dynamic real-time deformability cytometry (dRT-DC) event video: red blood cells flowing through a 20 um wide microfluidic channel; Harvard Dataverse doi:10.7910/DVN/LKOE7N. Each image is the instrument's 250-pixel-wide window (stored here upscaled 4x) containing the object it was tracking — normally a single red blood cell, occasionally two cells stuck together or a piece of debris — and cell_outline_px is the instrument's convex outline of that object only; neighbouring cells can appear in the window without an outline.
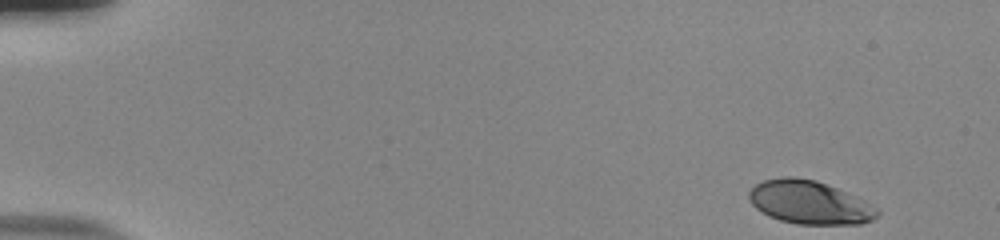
{"species": "human", "species_latin": "Homo sapiens", "temperature_condition": "room temperature", "stored_images_in_passage": 51, "camera_frame_rate_fps": 3000, "um_per_image_px": 0.085, "donor": {"sex": "male"}, "frame": {"image": 1, "passage_image": 1, "time_ms": 0.0, "image_size_px": [1000, 240], "cell_outline_px": [[880, 212], [872, 220], [860, 224], [796, 224], [780, 220], [768, 216], [756, 208], [748, 200], [748, 192], [756, 184], [764, 180], [784, 176], [792, 176], [816, 180], [856, 196], [880, 208]], "centroid_in_image_um": [68.81, 17.2], "position_along_channel_um": 16.2, "area_um2": 32.54}}
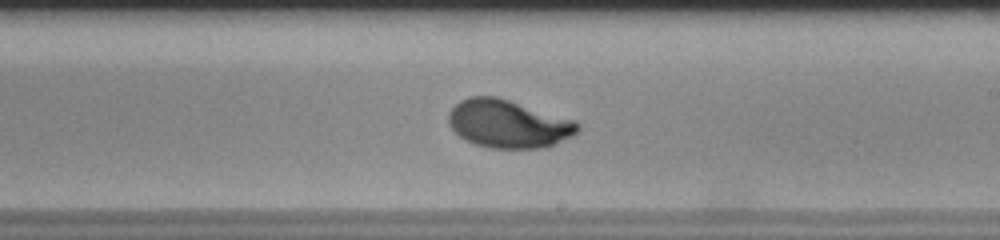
{"frame": {"image": 2, "passage_image": 30, "time_ms": 9.667, "image_size_px": [1000, 240], "cell_outline_px": [[580, 128], [572, 136], [556, 144], [544, 148], [488, 148], [464, 140], [448, 124], [448, 112], [460, 100], [468, 96], [496, 96], [576, 120], [580, 124]], "centroid_in_image_um": [43.21, 10.52], "position_along_channel_um": 245.8, "area_um2": 36.36}}
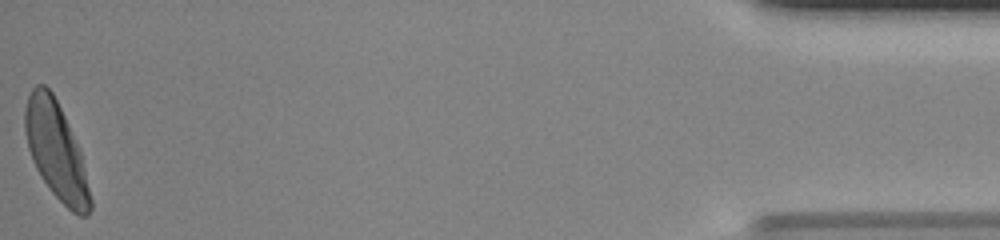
{"frame": {"image": 3, "passage_image": 51, "time_ms": 16.667, "image_size_px": [1000, 240], "cell_outline_px": [[92, 208], [84, 216], [80, 216], [72, 212], [52, 192], [40, 176], [32, 160], [28, 148], [24, 132], [24, 108], [28, 96], [32, 88], [36, 84], [44, 84], [52, 92], [80, 148], [92, 200]], "centroid_in_image_um": [4.75, 12.8], "position_along_channel_um": 430.4, "area_um2": 36.82}, "authors_computed_cell_mechanics": {"area_um2": 35.0846, "velocity_mm_per_s": 3.851, "shape_relaxation_time_tau1_ms": 2.7366, "shape_relaxation_time_tau2_ms": null, "deformation_change_tau1": 0.1643, "deformation_change_tau2": null}}